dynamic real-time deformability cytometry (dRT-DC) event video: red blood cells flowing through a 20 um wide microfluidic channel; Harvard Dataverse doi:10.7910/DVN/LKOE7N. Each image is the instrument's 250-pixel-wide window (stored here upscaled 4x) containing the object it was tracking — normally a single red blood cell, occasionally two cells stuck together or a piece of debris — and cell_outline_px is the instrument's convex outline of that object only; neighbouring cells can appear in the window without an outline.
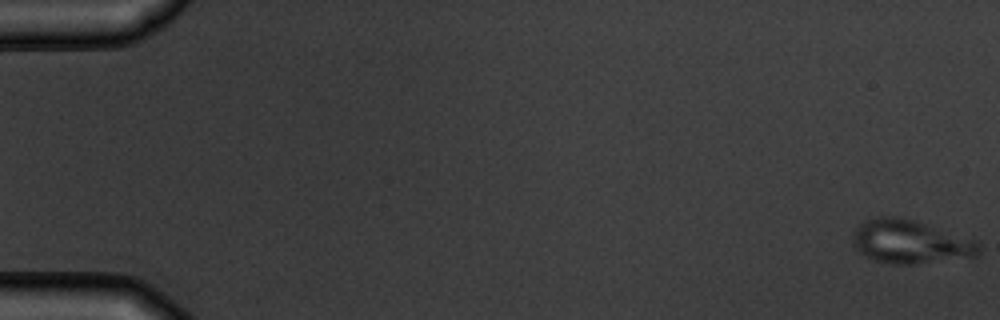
{"species": "common noctule bat (a hibernating species)", "species_latin": "Nyctalus noctula", "temperature_condition": "warm", "stored_images_in_passage": 6, "camera_frame_rate_fps": 3000, "um_per_image_px": 0.085, "animal": {"sex": "male", "body_mass_g": 19.5, "forearm_length_mm": 54.6}, "frame": {"image": 1, "passage_image": 1, "time_ms": 0.0, "image_size_px": [1000, 320], "cell_outline_px": [[980, 252], [976, 256], [916, 264], [892, 264], [872, 260], [852, 248], [852, 236], [856, 228], [860, 224], [876, 216], [900, 216], [916, 220], [976, 240], [980, 244]], "centroid_in_image_um": [77.34, 20.55], "position_along_channel_um": 7.7, "area_um2": 32.37}}
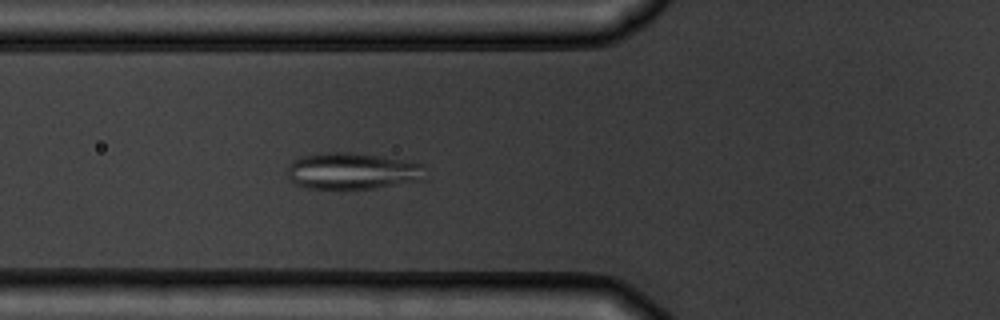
{"frame": {"image": 2, "passage_image": 6, "time_ms": 6.667, "image_size_px": [1000, 320], "cell_outline_px": [[424, 180], [372, 188], [340, 192], [308, 188], [296, 184], [288, 176], [288, 168], [292, 160], [304, 156], [324, 152], [348, 152], [384, 156], [424, 164]], "centroid_in_image_um": [29.95, 14.57], "position_along_channel_um": 95.9, "area_um2": 30.17}}